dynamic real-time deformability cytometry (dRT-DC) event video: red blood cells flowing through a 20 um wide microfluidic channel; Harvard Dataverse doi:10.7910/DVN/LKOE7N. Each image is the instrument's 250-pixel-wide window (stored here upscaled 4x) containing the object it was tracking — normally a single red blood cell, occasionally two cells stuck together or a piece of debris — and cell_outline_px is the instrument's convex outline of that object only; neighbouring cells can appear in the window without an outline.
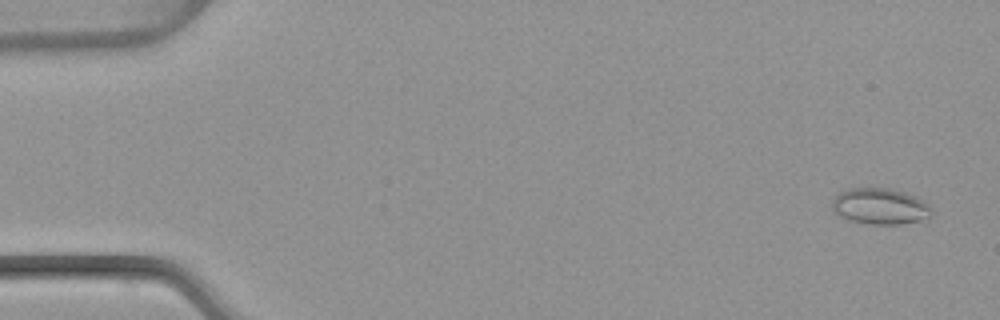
{"species": "common noctule bat (a hibernating species)", "species_latin": "Nyctalus noctula", "temperature_condition": "warm", "stored_images_in_passage": 53, "camera_frame_rate_fps": 3000, "um_per_image_px": 0.085, "animal": {"sex": "female", "body_mass_g": 22.7, "forearm_length_mm": 54.2}, "frame": {"image": 1, "passage_image": 3, "time_ms": 0.667, "image_size_px": [1000, 320], "cell_outline_px": [[932, 212], [928, 216], [920, 220], [900, 224], [868, 224], [852, 220], [836, 212], [832, 208], [832, 200], [840, 192], [848, 188], [888, 188], [904, 192], [916, 196], [928, 204], [932, 208]], "centroid_in_image_um": [74.82, 17.52], "position_along_channel_um": 10.2, "area_um2": 20.63}}
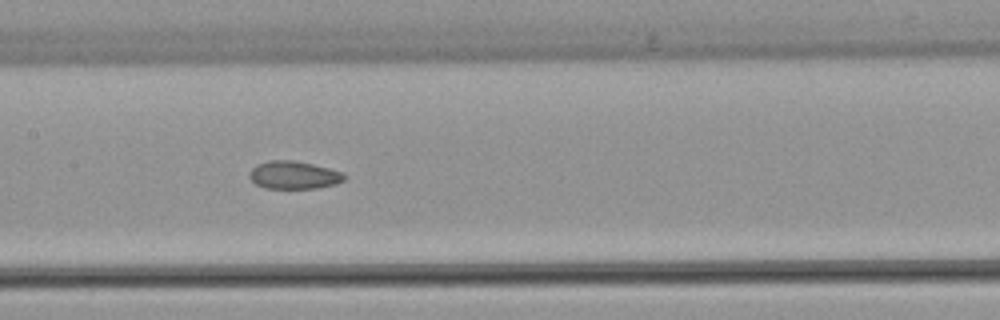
{"frame": {"image": 2, "passage_image": 26, "time_ms": 8.333, "image_size_px": [1000, 320], "cell_outline_px": [[348, 176], [344, 180], [336, 184], [316, 188], [264, 188], [256, 184], [248, 176], [248, 172], [256, 164], [268, 160], [296, 160], [344, 172]], "centroid_in_image_um": [24.97, 14.87], "position_along_channel_um": 182.4, "area_um2": 15.61}}
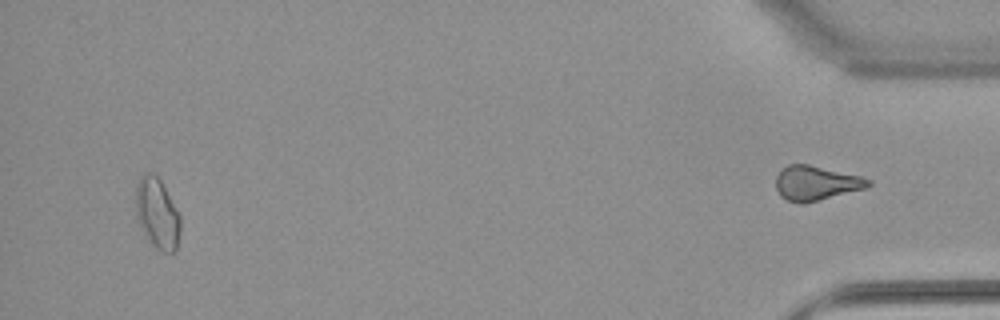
{"frame": {"image": 3, "passage_image": 50, "time_ms": 16.333, "image_size_px": [1000, 320], "cell_outline_px": [[180, 232], [176, 248], [172, 252], [160, 252], [148, 240], [136, 216], [136, 184], [140, 176], [144, 172], [148, 172], [156, 176], [160, 180], [176, 208], [180, 216]], "centroid_in_image_um": [13.35, 18.14], "position_along_channel_um": 421.8, "area_um2": 18.15}, "authors_computed_cell_mechanics": {"area_um2": 16.473, "velocity_mm_per_s": 4.003, "shape_relaxation_time_tau1_ms": null, "shape_relaxation_time_tau2_ms": 2.2826, "deformation_change_tau1": null, "deformation_change_tau2": 0.0593}}